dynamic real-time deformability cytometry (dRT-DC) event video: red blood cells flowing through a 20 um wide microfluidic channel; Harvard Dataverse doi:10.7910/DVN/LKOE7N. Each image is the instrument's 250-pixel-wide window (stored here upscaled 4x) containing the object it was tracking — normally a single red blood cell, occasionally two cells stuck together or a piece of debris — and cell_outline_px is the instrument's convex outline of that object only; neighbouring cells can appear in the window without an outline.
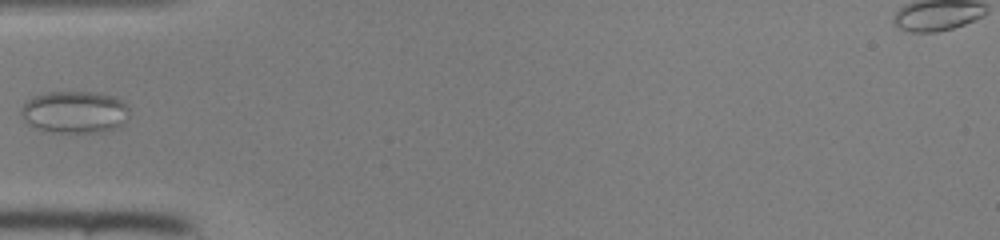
{"species": "common noctule bat (a hibernating species)", "species_latin": "Nyctalus noctula", "temperature_condition": "room temperature", "stored_images_in_passage": 9, "camera_frame_rate_fps": 3000, "um_per_image_px": 0.085, "animal": {"sex": "female", "body_mass_g": 22.0, "forearm_length_mm": 56.7}, "frame": {"image": 1, "passage_image": 1, "time_ms": 0.0, "image_size_px": [1000, 240], "cell_outline_px": [[128, 116], [124, 124], [120, 128], [100, 132], [52, 132], [36, 128], [28, 124], [24, 120], [20, 112], [20, 108], [32, 96], [48, 92], [92, 92], [112, 96], [128, 104]], "centroid_in_image_um": [6.36, 9.53], "position_along_channel_um": 78.6, "area_um2": 26.76}}